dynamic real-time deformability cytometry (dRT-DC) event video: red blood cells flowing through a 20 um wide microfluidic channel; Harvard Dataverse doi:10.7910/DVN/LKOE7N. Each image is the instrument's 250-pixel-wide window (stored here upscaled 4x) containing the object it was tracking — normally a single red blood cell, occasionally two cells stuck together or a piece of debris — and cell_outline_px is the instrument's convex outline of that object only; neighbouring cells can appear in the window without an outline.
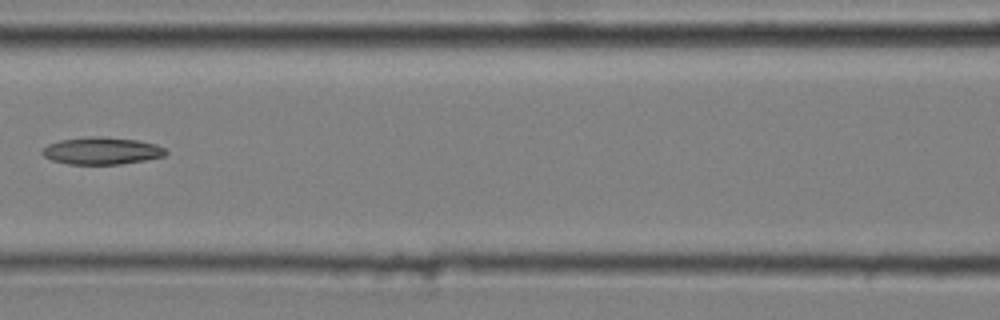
{"species": "common noctule bat (a hibernating species)", "species_latin": "Nyctalus noctula", "temperature_condition": "cold", "stored_images_in_passage": 7, "camera_frame_rate_fps": 3000, "um_per_image_px": 0.085, "animal": {"sex": "male", "body_mass_g": 20.4}, "frame": {"image": 1, "passage_image": 6, "time_ms": 1.667, "image_size_px": [1000, 320], "cell_outline_px": [[168, 152], [164, 156], [144, 160], [120, 164], [68, 164], [52, 160], [44, 156], [40, 152], [48, 144], [60, 140], [88, 136], [100, 136], [136, 140], [156, 144], [164, 148]], "centroid_in_image_um": [8.63, 12.81], "position_along_channel_um": 158.0, "area_um2": 19.54}}
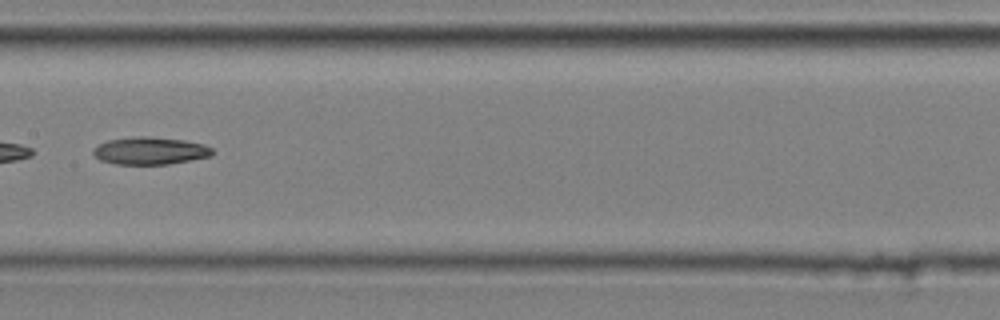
{"frame": {"image": 2, "passage_image": 7, "time_ms": 2.0, "image_size_px": [1000, 320], "cell_outline_px": [[216, 152], [212, 156], [192, 160], [168, 164], [116, 164], [100, 160], [92, 152], [92, 148], [108, 140], [136, 136], [148, 136], [184, 140], [204, 144], [212, 148]], "centroid_in_image_um": [12.79, 12.81], "position_along_channel_um": 194.6, "area_um2": 19.19}}